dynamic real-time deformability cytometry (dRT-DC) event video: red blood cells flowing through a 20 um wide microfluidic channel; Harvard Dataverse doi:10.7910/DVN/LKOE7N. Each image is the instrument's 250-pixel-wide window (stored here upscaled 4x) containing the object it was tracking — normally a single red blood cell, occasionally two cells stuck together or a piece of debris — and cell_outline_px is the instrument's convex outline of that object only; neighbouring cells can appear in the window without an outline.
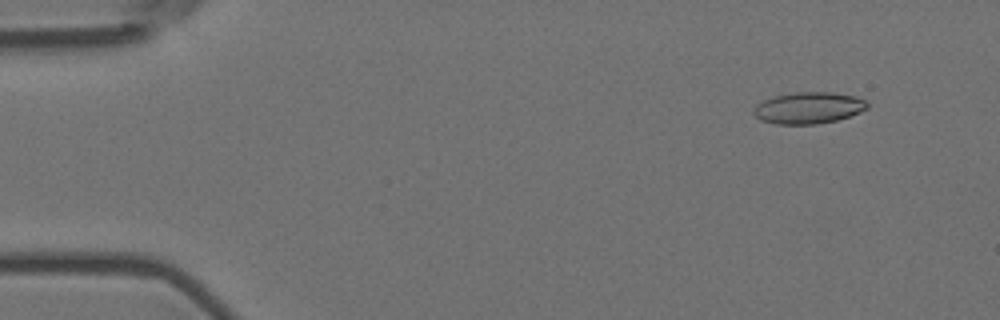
{"species": "Egyptian fruit bat (a non-hibernating species)", "species_latin": "Rousettus aegyptiacus", "temperature_condition": "room temperature", "stored_images_in_passage": 2, "camera_frame_rate_fps": 3000, "um_per_image_px": 0.085, "animal": {"sex": "female"}, "frame": {"image": 1, "passage_image": 2, "time_ms": 0.333, "image_size_px": [1000, 320], "cell_outline_px": [[868, 108], [860, 112], [836, 120], [816, 124], [776, 124], [760, 120], [752, 112], [752, 108], [756, 104], [764, 100], [776, 96], [796, 92], [832, 92], [856, 96], [864, 100], [868, 104]], "centroid_in_image_um": [68.71, 9.17], "position_along_channel_um": 16.3, "area_um2": 20.87}}